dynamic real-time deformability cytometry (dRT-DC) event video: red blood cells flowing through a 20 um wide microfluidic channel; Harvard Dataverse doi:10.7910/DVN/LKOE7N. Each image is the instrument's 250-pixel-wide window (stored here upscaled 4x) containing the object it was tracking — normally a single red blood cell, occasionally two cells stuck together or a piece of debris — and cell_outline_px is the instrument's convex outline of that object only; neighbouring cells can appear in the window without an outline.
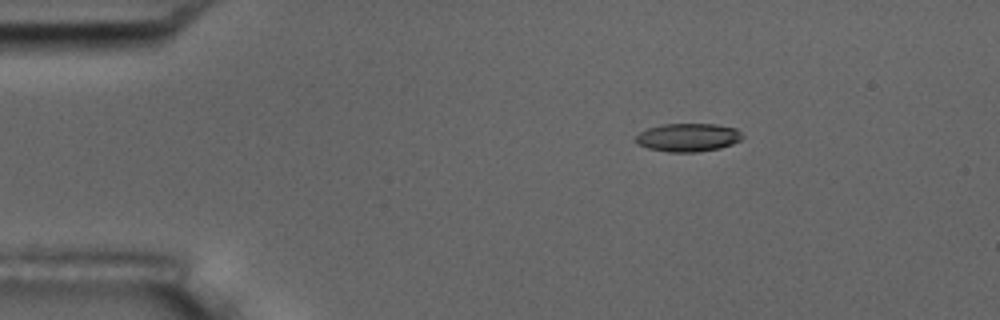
{"species": "common noctule bat (a hibernating species)", "species_latin": "Nyctalus noctula", "temperature_condition": "room temperature", "stored_images_in_passage": 7, "camera_frame_rate_fps": 3000, "um_per_image_px": 0.085, "animal": {"sex": "male", "body_mass_g": 17.5, "forearm_length_mm": 52.3}, "frame": {"image": 1, "passage_image": 3, "time_ms": 2.333, "image_size_px": [1000, 320], "cell_outline_px": [[744, 136], [740, 140], [732, 144], [720, 148], [696, 152], [668, 152], [648, 148], [636, 144], [636, 136], [640, 132], [648, 128], [660, 124], [716, 124], [736, 128]], "centroid_in_image_um": [58.48, 11.68], "position_along_channel_um": 26.5, "area_um2": 17.63}}